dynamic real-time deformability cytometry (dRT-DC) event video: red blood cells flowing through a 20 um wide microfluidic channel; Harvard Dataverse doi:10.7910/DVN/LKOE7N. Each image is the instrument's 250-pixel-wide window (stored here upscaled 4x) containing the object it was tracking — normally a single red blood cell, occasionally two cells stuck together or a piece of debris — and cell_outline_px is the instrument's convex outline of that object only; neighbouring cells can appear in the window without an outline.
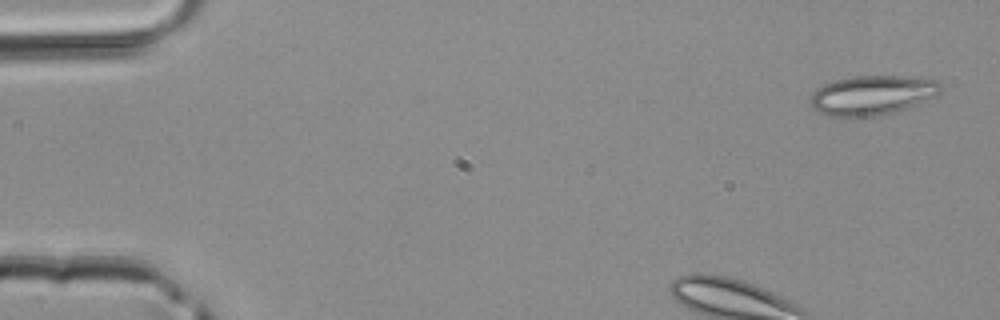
{"species": "common noctule bat (a hibernating species)", "species_latin": "Nyctalus noctula", "temperature_condition": "room temperature", "stored_images_in_passage": 3, "camera_frame_rate_fps": 3000, "um_per_image_px": 0.085, "animal": {"sex": "male", "body_mass_g": 20.4}, "frame": {"image": 1, "passage_image": 1, "time_ms": 0.0, "image_size_px": [1000, 320], "cell_outline_px": [[940, 92], [936, 96], [916, 104], [880, 116], [852, 120], [828, 116], [816, 112], [812, 108], [812, 92], [824, 84], [832, 80], [852, 76], [904, 76], [940, 80]], "centroid_in_image_um": [74.08, 8.12], "position_along_channel_um": 10.9, "area_um2": 30.69}}